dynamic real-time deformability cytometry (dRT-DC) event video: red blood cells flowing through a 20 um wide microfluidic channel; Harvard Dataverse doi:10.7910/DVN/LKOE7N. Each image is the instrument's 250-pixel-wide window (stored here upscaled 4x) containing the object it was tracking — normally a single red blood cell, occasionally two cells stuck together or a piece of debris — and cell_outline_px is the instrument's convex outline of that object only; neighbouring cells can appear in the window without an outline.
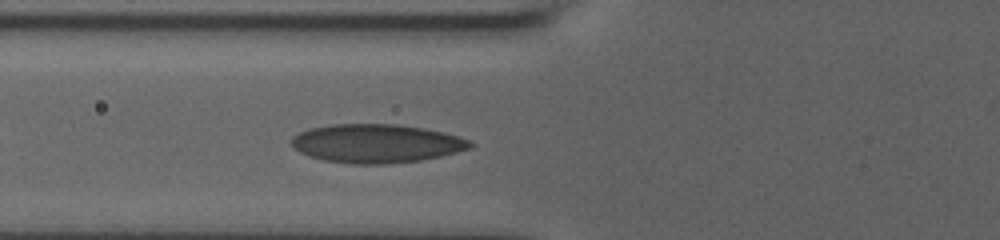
{"species": "human", "species_latin": "Homo sapiens", "temperature_condition": "room temperature", "stored_images_in_passage": 19, "camera_frame_rate_fps": 3000, "um_per_image_px": 0.085, "donor": {"sex": "male"}, "frame": {"image": 1, "passage_image": 10, "time_ms": 3.0, "image_size_px": [1000, 240], "cell_outline_px": [[476, 144], [472, 148], [440, 156], [420, 160], [388, 164], [352, 164], [324, 160], [308, 156], [292, 148], [292, 136], [300, 132], [312, 128], [332, 124], [396, 124], [424, 128], [444, 132], [460, 136]], "centroid_in_image_um": [32.01, 12.19], "position_along_channel_um": 93.8, "area_um2": 40.4}}
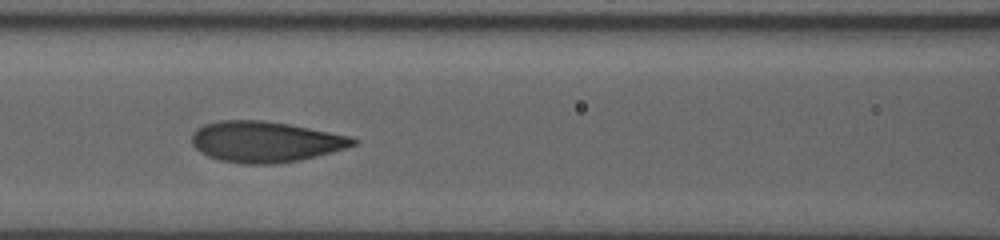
{"frame": {"image": 2, "passage_image": 14, "time_ms": 4.333, "image_size_px": [1000, 240], "cell_outline_px": [[360, 140], [356, 144], [332, 152], [300, 160], [276, 164], [240, 164], [220, 160], [208, 156], [200, 152], [192, 144], [192, 132], [196, 128], [204, 124], [220, 120], [264, 120], [288, 124], [348, 136]], "centroid_in_image_um": [22.51, 12.05], "position_along_channel_um": 144.1, "area_um2": 38.38}}
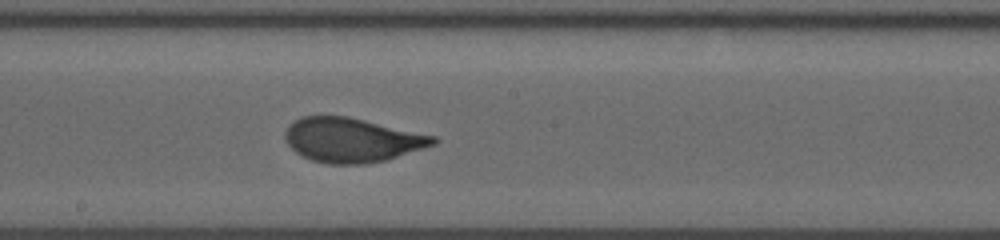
{"frame": {"image": 3, "passage_image": 19, "time_ms": 6.0, "image_size_px": [1000, 240], "cell_outline_px": [[440, 140], [436, 144], [384, 160], [364, 164], [328, 164], [312, 160], [296, 152], [288, 144], [284, 136], [284, 132], [288, 124], [304, 116], [348, 116], [436, 136]], "centroid_in_image_um": [29.91, 11.89], "position_along_channel_um": 218.3, "area_um2": 38.09}}